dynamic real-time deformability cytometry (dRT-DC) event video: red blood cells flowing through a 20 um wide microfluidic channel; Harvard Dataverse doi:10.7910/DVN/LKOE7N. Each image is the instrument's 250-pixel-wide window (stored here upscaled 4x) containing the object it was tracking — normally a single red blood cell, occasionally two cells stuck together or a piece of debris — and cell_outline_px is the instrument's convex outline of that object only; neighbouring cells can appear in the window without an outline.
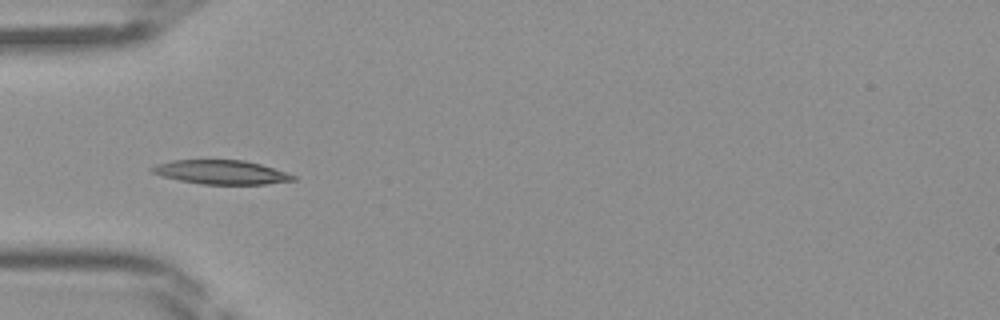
{"species": "Egyptian fruit bat (a non-hibernating species)", "species_latin": "Rousettus aegyptiacus", "temperature_condition": "room temperature", "stored_images_in_passage": 31, "camera_frame_rate_fps": 3000, "um_per_image_px": 0.085, "frame": {"image": 1, "passage_image": 1, "time_ms": 0.0, "image_size_px": [1000, 320], "cell_outline_px": [[296, 180], [268, 184], [204, 184], [180, 180], [160, 176], [152, 172], [148, 168], [156, 164], [172, 160], [244, 160], [260, 164], [296, 176]], "centroid_in_image_um": [18.76, 14.63], "position_along_channel_um": 66.2, "area_um2": 19.65}}
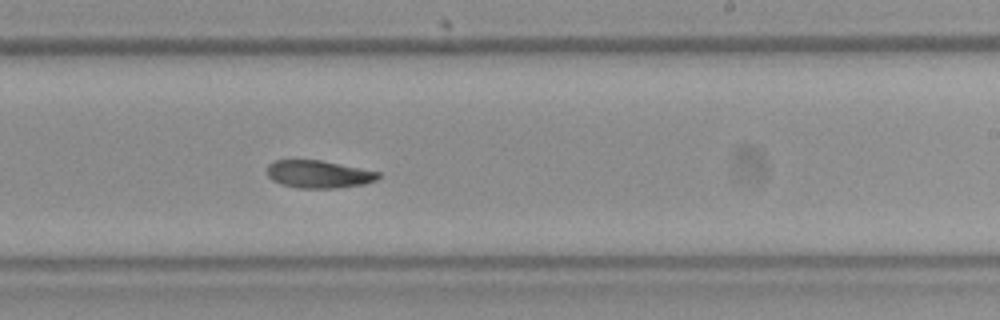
{"frame": {"image": 2, "passage_image": 14, "time_ms": 4.333, "image_size_px": [1000, 320], "cell_outline_px": [[380, 176], [376, 180], [364, 184], [336, 188], [300, 188], [280, 184], [272, 180], [268, 176], [268, 164], [276, 160], [320, 160], [380, 172]], "centroid_in_image_um": [27.08, 14.81], "position_along_channel_um": 261.9, "area_um2": 17.8}}
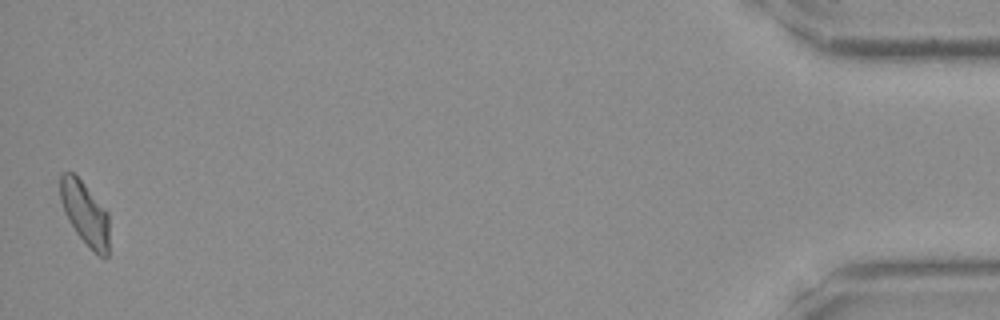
{"frame": {"image": 3, "passage_image": 31, "time_ms": 10.0, "image_size_px": [1000, 320], "cell_outline_px": [[108, 256], [104, 260], [92, 252], [76, 232], [68, 220], [64, 212], [60, 200], [60, 172], [72, 172], [84, 184], [108, 212]], "centroid_in_image_um": [7.22, 18.17], "position_along_channel_um": 428.0, "area_um2": 18.21}}